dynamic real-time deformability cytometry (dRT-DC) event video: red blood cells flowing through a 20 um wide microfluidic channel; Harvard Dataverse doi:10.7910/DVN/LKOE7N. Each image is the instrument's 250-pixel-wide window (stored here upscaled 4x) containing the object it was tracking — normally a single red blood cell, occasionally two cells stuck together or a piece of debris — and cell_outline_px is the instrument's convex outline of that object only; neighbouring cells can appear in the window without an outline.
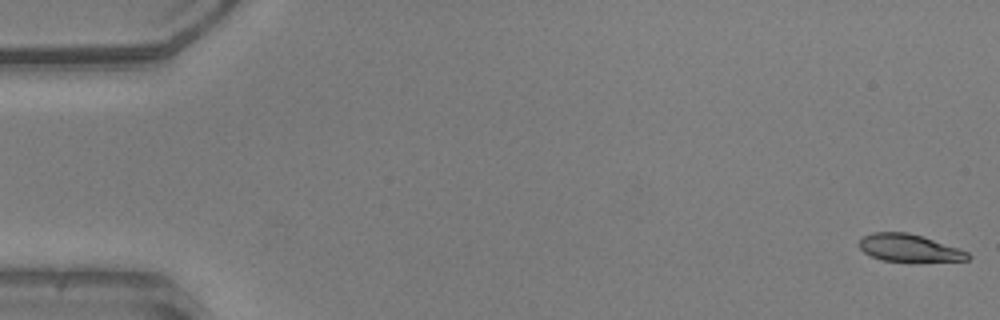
{"species": "common noctule bat (a hibernating species)", "species_latin": "Nyctalus noctula", "temperature_condition": "warm", "stored_images_in_passage": 52, "camera_frame_rate_fps": 3000, "um_per_image_px": 0.085, "animal": {"sex": "male", "body_mass_g": 20.5, "forearm_length_mm": 52.5}, "frame": {"image": 1, "passage_image": 1, "time_ms": 0.0, "image_size_px": [1000, 320], "cell_outline_px": [[972, 256], [968, 260], [884, 260], [872, 256], [864, 252], [860, 248], [860, 240], [864, 236], [872, 232], [908, 232], [968, 252]], "centroid_in_image_um": [77.23, 21.05], "position_along_channel_um": 7.8, "area_um2": 16.53}}
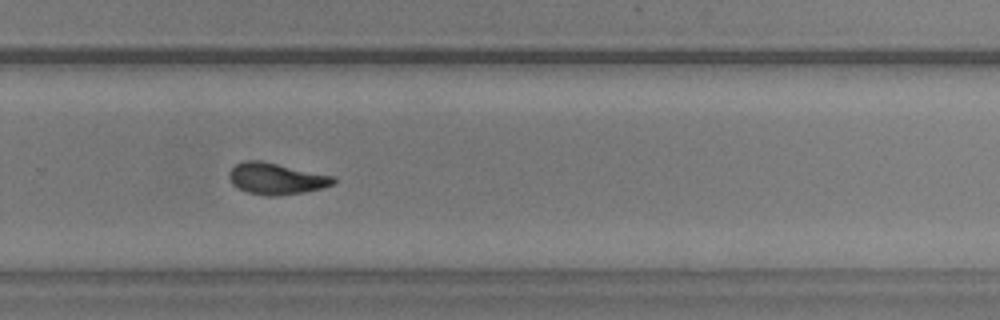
{"frame": {"image": 2, "passage_image": 35, "time_ms": 11.333, "image_size_px": [1000, 320], "cell_outline_px": [[336, 184], [324, 188], [304, 192], [276, 196], [268, 196], [248, 192], [236, 188], [232, 184], [228, 176], [228, 172], [236, 164], [244, 160], [260, 160], [336, 176]], "centroid_in_image_um": [23.51, 15.18], "position_along_channel_um": 306.3, "area_um2": 19.42}}
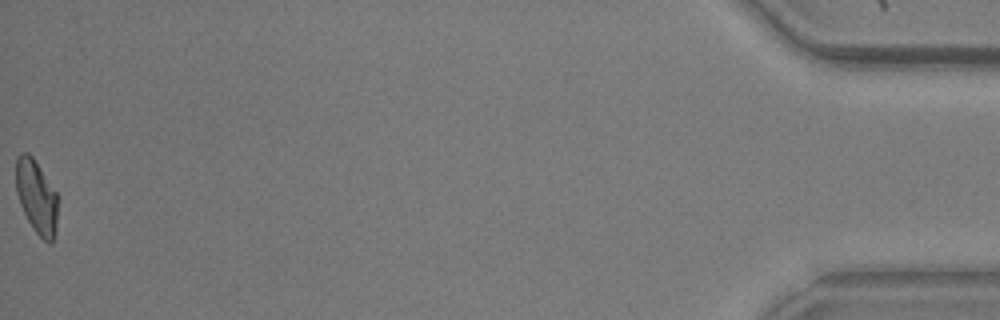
{"frame": {"image": 3, "passage_image": 52, "time_ms": 17.0, "image_size_px": [1000, 320], "cell_outline_px": [[56, 232], [52, 244], [48, 244], [32, 228], [20, 204], [16, 192], [16, 156], [20, 152], [28, 152], [32, 156], [56, 192]], "centroid_in_image_um": [3.08, 16.73], "position_along_channel_um": 432.1, "area_um2": 17.8}, "authors_computed_cell_mechanics": {"area_um2": 18.6405, "velocity_mm_per_s": 3.9555, "shape_relaxation_time_tau1_ms": 7.4065, "shape_relaxation_time_tau2_ms": 2.1504, "deformation_change_tau1": 0.2393, "deformation_change_tau2": 0.083}}